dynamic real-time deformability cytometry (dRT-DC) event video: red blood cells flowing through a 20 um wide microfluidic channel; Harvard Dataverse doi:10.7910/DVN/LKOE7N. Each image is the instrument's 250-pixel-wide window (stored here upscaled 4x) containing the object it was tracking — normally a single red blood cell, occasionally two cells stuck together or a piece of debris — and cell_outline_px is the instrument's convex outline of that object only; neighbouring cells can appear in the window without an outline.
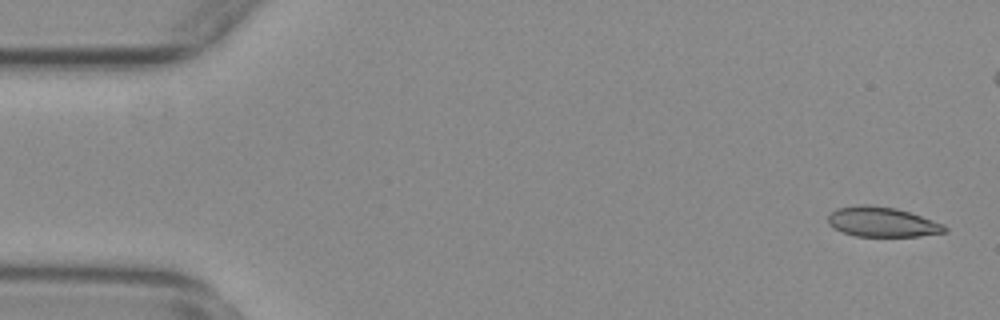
{"species": "common noctule bat (a hibernating species)", "species_latin": "Nyctalus noctula", "temperature_condition": "warm", "stored_images_in_passage": 56, "camera_frame_rate_fps": 3000, "um_per_image_px": 0.085, "animal": {"sex": "female", "body_mass_g": 29.2, "forearm_length_mm": 56.3}, "frame": {"image": 1, "passage_image": 2, "time_ms": 0.333, "image_size_px": [1000, 320], "cell_outline_px": [[948, 232], [920, 236], [856, 236], [844, 232], [828, 224], [828, 216], [836, 208], [864, 204], [868, 204], [896, 208], [944, 224], [948, 228]], "centroid_in_image_um": [75.01, 18.86], "position_along_channel_um": 10.0, "area_um2": 20.17}}
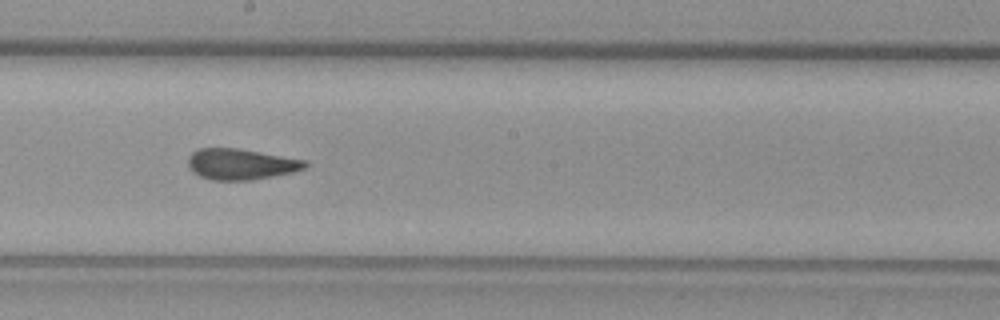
{"frame": {"image": 2, "passage_image": 30, "time_ms": 9.667, "image_size_px": [1000, 320], "cell_outline_px": [[308, 164], [304, 168], [292, 172], [252, 180], [212, 180], [200, 176], [192, 172], [188, 164], [188, 156], [192, 152], [200, 148], [236, 148], [308, 160]], "centroid_in_image_um": [20.46, 13.95], "position_along_channel_um": 227.7, "area_um2": 21.04}}
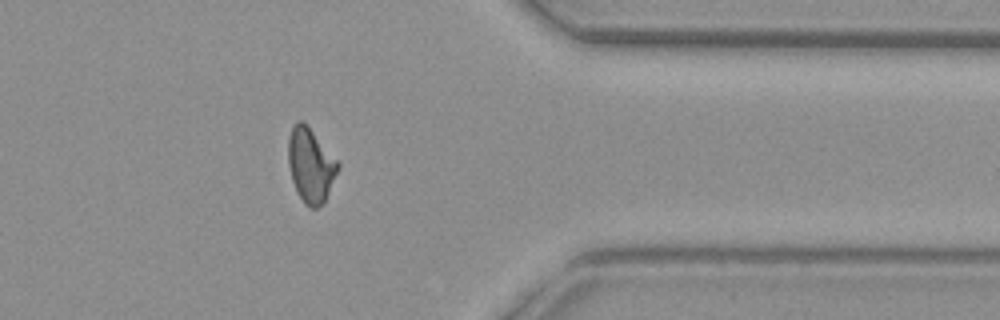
{"frame": {"image": 3, "passage_image": 44, "time_ms": 14.333, "image_size_px": [1000, 320], "cell_outline_px": [[340, 168], [324, 204], [316, 208], [312, 208], [304, 204], [296, 192], [292, 180], [288, 164], [288, 136], [292, 124], [296, 120], [300, 120], [312, 132], [340, 164]], "centroid_in_image_um": [26.39, 14.09], "position_along_channel_um": 385.0, "area_um2": 21.5}, "authors_computed_cell_mechanics": {"area_um2": 21.2415, "velocity_mm_per_s": 3.7348, "shape_relaxation_time_tau1_ms": null, "shape_relaxation_time_tau2_ms": 1.4134, "deformation_change_tau1": null, "deformation_change_tau2": 0.0733}}